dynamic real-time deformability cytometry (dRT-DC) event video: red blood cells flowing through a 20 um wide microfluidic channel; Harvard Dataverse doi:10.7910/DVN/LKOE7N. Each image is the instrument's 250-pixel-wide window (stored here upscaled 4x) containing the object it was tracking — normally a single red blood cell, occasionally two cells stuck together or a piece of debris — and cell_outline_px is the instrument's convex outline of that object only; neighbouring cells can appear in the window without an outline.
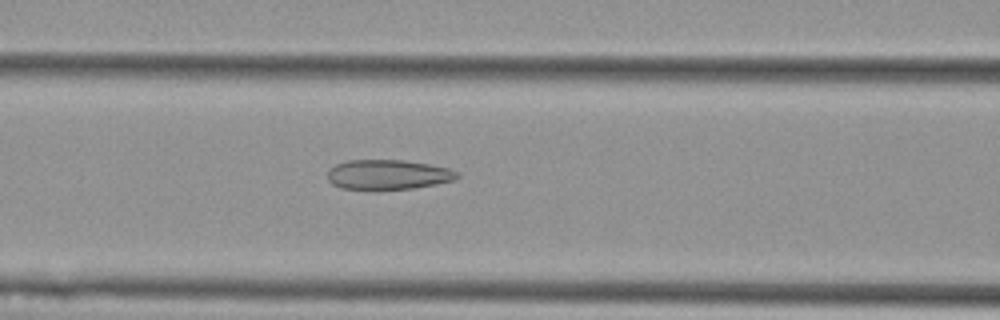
{"species": "Egyptian fruit bat (a non-hibernating species)", "species_latin": "Rousettus aegyptiacus", "temperature_condition": "cold", "stored_images_in_passage": 35, "camera_frame_rate_fps": 3000, "um_per_image_px": 0.085, "animal": {"sex": "female"}, "frame": {"image": 1, "passage_image": 7, "time_ms": 2.0, "image_size_px": [1000, 320], "cell_outline_px": [[460, 176], [456, 180], [416, 188], [376, 192], [372, 192], [340, 188], [332, 184], [328, 180], [328, 172], [336, 164], [348, 160], [404, 160], [428, 164], [448, 168], [456, 172]], "centroid_in_image_um": [32.96, 14.89], "position_along_channel_um": 133.6, "area_um2": 23.29}}
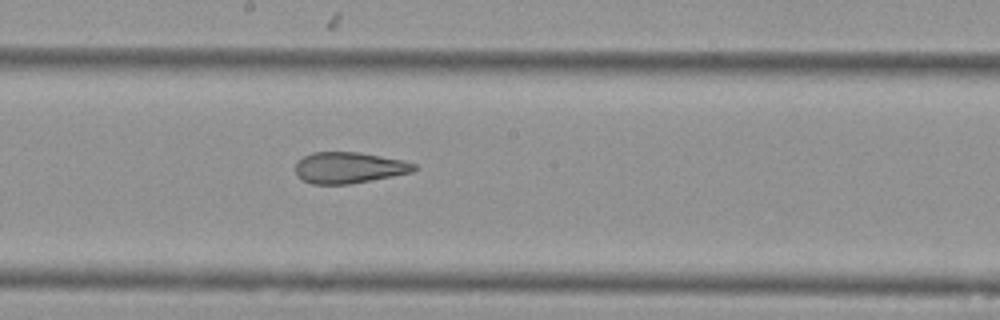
{"frame": {"image": 2, "passage_image": 14, "time_ms": 4.333, "image_size_px": [1000, 320], "cell_outline_px": [[416, 168], [412, 172], [372, 180], [348, 184], [312, 184], [296, 176], [296, 164], [304, 156], [312, 152], [360, 152], [404, 160], [416, 164]], "centroid_in_image_um": [29.67, 14.25], "position_along_channel_um": 218.5, "area_um2": 21.5}}
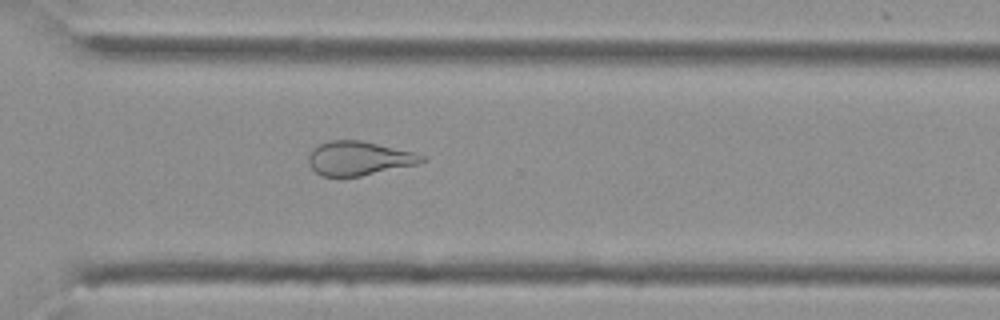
{"frame": {"image": 3, "passage_image": 24, "time_ms": 7.667, "image_size_px": [1000, 320], "cell_outline_px": [[424, 160], [420, 164], [360, 176], [320, 176], [308, 164], [308, 156], [312, 148], [320, 144], [332, 140], [360, 140], [412, 152], [424, 156]], "centroid_in_image_um": [30.47, 13.46], "position_along_channel_um": 340.1, "area_um2": 22.31}, "authors_computed_cell_mechanics": {"area_um2": 22.8888, "velocity_mm_per_s": 3.6555, "shape_relaxation_time_tau1_ms": null, "shape_relaxation_time_tau2_ms": 2.2213, "deformation_change_tau1": null, "deformation_change_tau2": 0.1006}}